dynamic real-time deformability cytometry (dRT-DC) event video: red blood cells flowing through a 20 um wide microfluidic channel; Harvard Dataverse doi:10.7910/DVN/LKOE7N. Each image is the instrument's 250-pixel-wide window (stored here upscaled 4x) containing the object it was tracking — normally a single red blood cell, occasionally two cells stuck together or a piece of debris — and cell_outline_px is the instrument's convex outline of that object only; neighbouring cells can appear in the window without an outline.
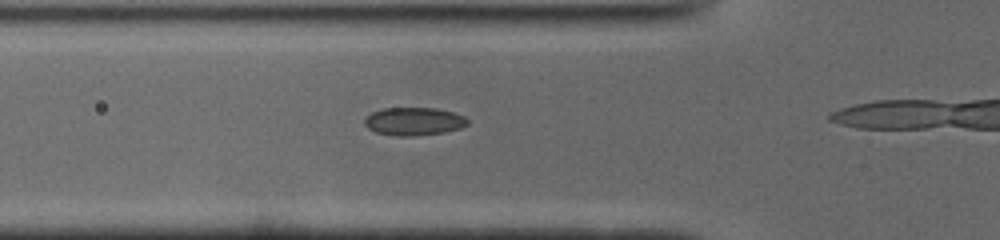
{"species": "common noctule bat (a hibernating species)", "species_latin": "Nyctalus noctula", "temperature_condition": "cold", "stored_images_in_passage": 6, "camera_frame_rate_fps": 3000, "um_per_image_px": 0.085, "animal": {"sex": "male", "body_mass_g": 19.0, "forearm_length_mm": 50.8}, "frame": {"image": 1, "passage_image": 2, "time_ms": 0.333, "image_size_px": [1000, 240], "cell_outline_px": [[468, 124], [460, 128], [444, 132], [412, 136], [396, 136], [376, 132], [368, 128], [364, 124], [364, 120], [372, 112], [384, 108], [436, 108], [452, 112], [464, 116], [468, 120]], "centroid_in_image_um": [35.18, 10.32], "position_along_channel_um": 90.6, "area_um2": 16.7}}
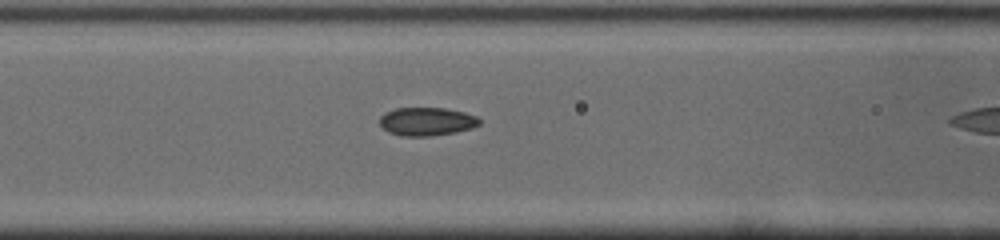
{"frame": {"image": 2, "passage_image": 5, "time_ms": 1.333, "image_size_px": [1000, 240], "cell_outline_px": [[480, 124], [472, 128], [456, 132], [432, 136], [400, 136], [388, 132], [380, 124], [380, 116], [384, 112], [396, 108], [444, 108], [464, 112], [476, 116], [480, 120]], "centroid_in_image_um": [36.26, 10.33], "position_along_channel_um": 130.3, "area_um2": 16.53}}